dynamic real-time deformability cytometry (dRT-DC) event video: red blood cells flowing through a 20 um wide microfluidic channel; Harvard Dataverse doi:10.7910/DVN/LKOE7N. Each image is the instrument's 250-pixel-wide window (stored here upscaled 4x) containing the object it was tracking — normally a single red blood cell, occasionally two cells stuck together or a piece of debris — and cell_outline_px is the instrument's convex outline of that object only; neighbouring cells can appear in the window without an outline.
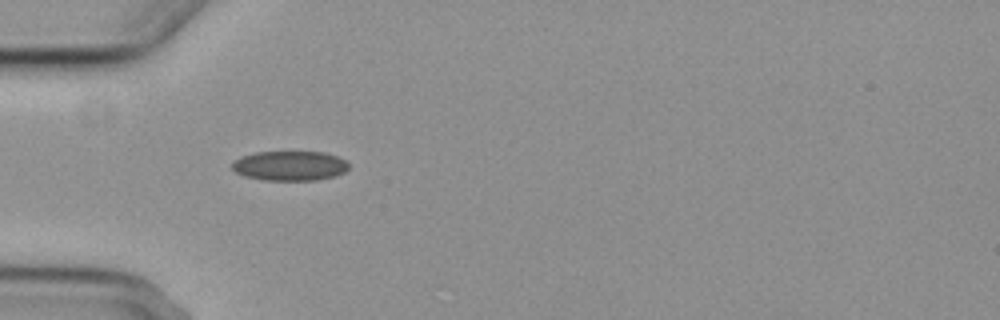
{"species": "common noctule bat (a hibernating species)", "species_latin": "Nyctalus noctula", "temperature_condition": "cold", "stored_images_in_passage": 10, "camera_frame_rate_fps": 3000, "um_per_image_px": 0.085, "animal": {"sex": "female", "body_mass_g": 29.2, "forearm_length_mm": 56.3}, "frame": {"image": 1, "passage_image": 4, "time_ms": 4.333, "image_size_px": [1000, 320], "cell_outline_px": [[348, 168], [344, 172], [336, 176], [316, 180], [264, 180], [244, 176], [236, 172], [232, 168], [232, 160], [240, 156], [256, 152], [324, 152], [336, 156], [344, 160], [348, 164]], "centroid_in_image_um": [24.6, 14.09], "position_along_channel_um": 60.4, "area_um2": 20.23}}
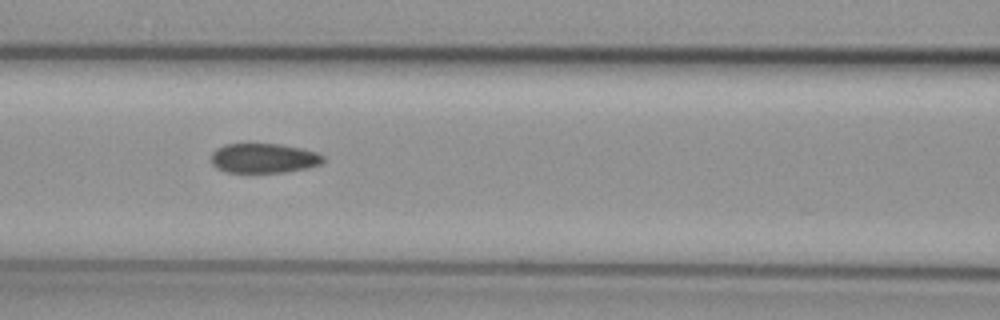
{"frame": {"image": 2, "passage_image": 6, "time_ms": 6.667, "image_size_px": [1000, 320], "cell_outline_px": [[324, 160], [320, 164], [308, 168], [284, 172], [224, 172], [216, 168], [212, 164], [212, 152], [216, 148], [224, 144], [280, 144], [300, 148], [316, 152], [324, 156]], "centroid_in_image_um": [22.4, 13.45], "position_along_channel_um": 144.2, "area_um2": 19.36}}
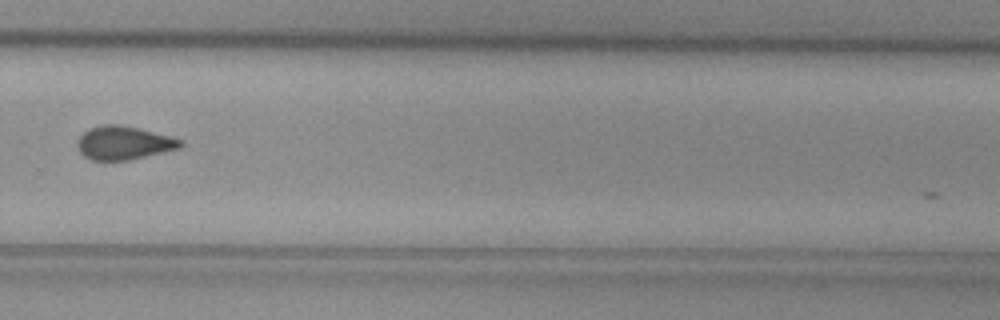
{"frame": {"image": 3, "passage_image": 10, "time_ms": 11.333, "image_size_px": [1000, 320], "cell_outline_px": [[184, 144], [180, 148], [128, 160], [92, 160], [84, 156], [80, 152], [76, 144], [76, 140], [84, 132], [92, 128], [104, 124], [120, 124], [140, 128], [184, 140]], "centroid_in_image_um": [10.52, 12.14], "position_along_channel_um": 319.3, "area_um2": 20.11}}